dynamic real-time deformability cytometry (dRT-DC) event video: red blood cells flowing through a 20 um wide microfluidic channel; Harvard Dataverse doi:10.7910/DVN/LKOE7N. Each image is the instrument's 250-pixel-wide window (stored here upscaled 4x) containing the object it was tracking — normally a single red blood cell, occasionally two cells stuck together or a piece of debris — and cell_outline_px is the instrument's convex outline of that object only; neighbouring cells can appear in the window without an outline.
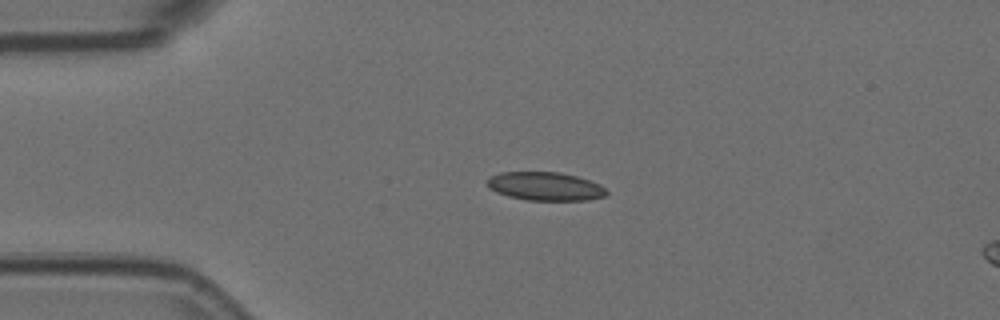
{"species": "Egyptian fruit bat (a non-hibernating species)", "species_latin": "Rousettus aegyptiacus", "temperature_condition": "room temperature", "stored_images_in_passage": 45, "camera_frame_rate_fps": 3000, "um_per_image_px": 0.085, "animal": {"sex": "female"}, "frame": {"image": 1, "passage_image": 1, "time_ms": 0.0, "image_size_px": [1000, 320], "cell_outline_px": [[608, 192], [604, 196], [588, 200], [528, 200], [508, 196], [496, 192], [488, 188], [488, 176], [500, 172], [560, 172], [576, 176], [600, 184]], "centroid_in_image_um": [46.32, 15.83], "position_along_channel_um": 38.7, "area_um2": 19.77}}
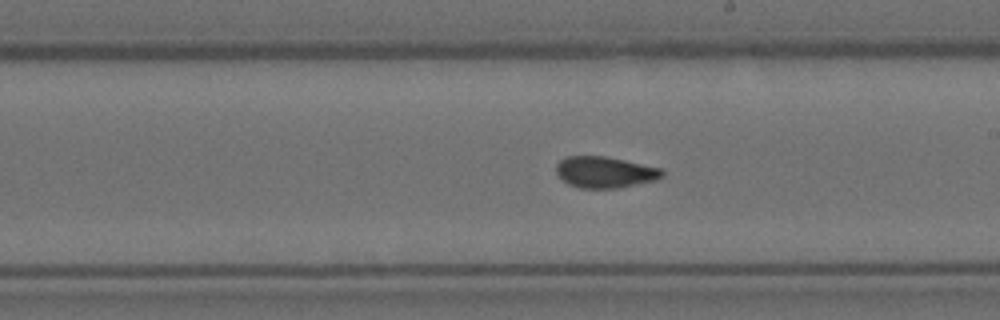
{"frame": {"image": 2, "passage_image": 20, "time_ms": 6.333, "image_size_px": [1000, 320], "cell_outline_px": [[664, 176], [656, 180], [620, 188], [580, 188], [568, 184], [556, 172], [556, 164], [560, 160], [568, 156], [604, 156], [624, 160], [660, 168], [664, 172]], "centroid_in_image_um": [51.42, 14.64], "position_along_channel_um": 237.6, "area_um2": 19.25}}
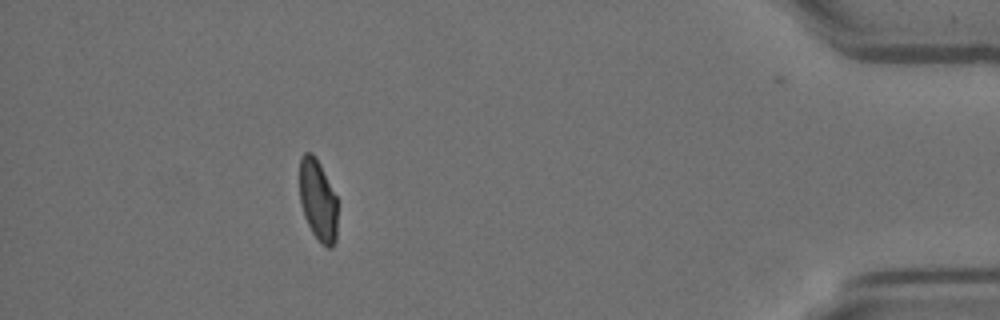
{"frame": {"image": 3, "passage_image": 39, "time_ms": 12.667, "image_size_px": [1000, 320], "cell_outline_px": [[336, 240], [332, 248], [328, 248], [312, 232], [304, 216], [300, 200], [300, 160], [304, 152], [312, 152], [316, 156], [336, 196]], "centroid_in_image_um": [27.01, 16.99], "position_along_channel_um": 408.2, "area_um2": 17.74}, "authors_computed_cell_mechanics": {"area_um2": 19.4786, "velocity_mm_per_s": 3.5796, "shape_relaxation_time_tau1_ms": null, "shape_relaxation_time_tau2_ms": 1.5814, "deformation_change_tau1": null, "deformation_change_tau2": 0.0537}}